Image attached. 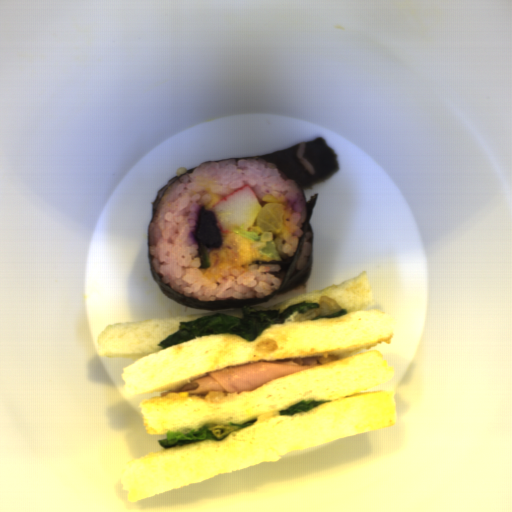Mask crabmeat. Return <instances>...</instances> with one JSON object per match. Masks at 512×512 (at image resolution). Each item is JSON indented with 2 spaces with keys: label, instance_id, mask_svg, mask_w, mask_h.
<instances>
[{
  "label": "crabmeat",
  "instance_id": "obj_1",
  "mask_svg": "<svg viewBox=\"0 0 512 512\" xmlns=\"http://www.w3.org/2000/svg\"><path fill=\"white\" fill-rule=\"evenodd\" d=\"M261 207L252 187L245 184L223 197L210 211L215 216L218 231L228 233L248 229Z\"/></svg>",
  "mask_w": 512,
  "mask_h": 512
}]
</instances>
